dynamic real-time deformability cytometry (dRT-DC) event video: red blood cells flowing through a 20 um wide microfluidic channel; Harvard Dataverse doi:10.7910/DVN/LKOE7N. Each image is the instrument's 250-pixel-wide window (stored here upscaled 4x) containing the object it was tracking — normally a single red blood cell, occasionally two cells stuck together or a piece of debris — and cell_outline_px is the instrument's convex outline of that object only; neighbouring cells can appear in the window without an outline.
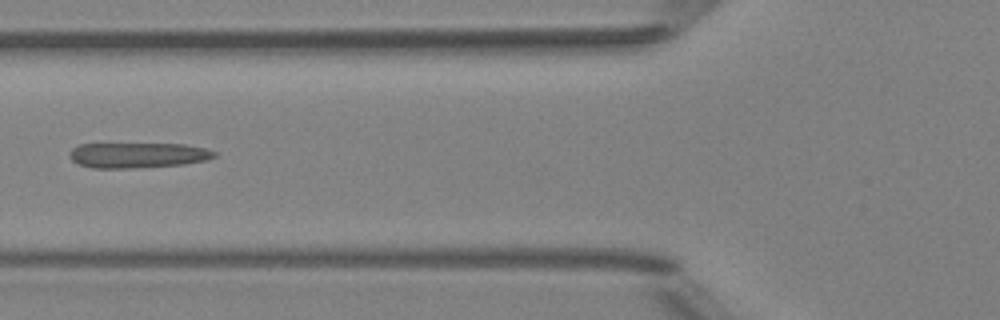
{"species": "Egyptian fruit bat (a non-hibernating species)", "species_latin": "Rousettus aegyptiacus", "temperature_condition": "room temperature", "stored_images_in_passage": 5, "camera_frame_rate_fps": 3000, "um_per_image_px": 0.085, "animal": {"sex": "female"}, "frame": {"image": 1, "passage_image": 5, "time_ms": 5.333, "image_size_px": [1000, 320], "cell_outline_px": [[216, 156], [208, 160], [184, 164], [132, 168], [92, 168], [76, 164], [72, 160], [68, 152], [72, 148], [80, 144], [184, 144], [204, 148], [216, 152]], "centroid_in_image_um": [11.68, 13.19], "position_along_channel_um": 114.1, "area_um2": 21.44}}